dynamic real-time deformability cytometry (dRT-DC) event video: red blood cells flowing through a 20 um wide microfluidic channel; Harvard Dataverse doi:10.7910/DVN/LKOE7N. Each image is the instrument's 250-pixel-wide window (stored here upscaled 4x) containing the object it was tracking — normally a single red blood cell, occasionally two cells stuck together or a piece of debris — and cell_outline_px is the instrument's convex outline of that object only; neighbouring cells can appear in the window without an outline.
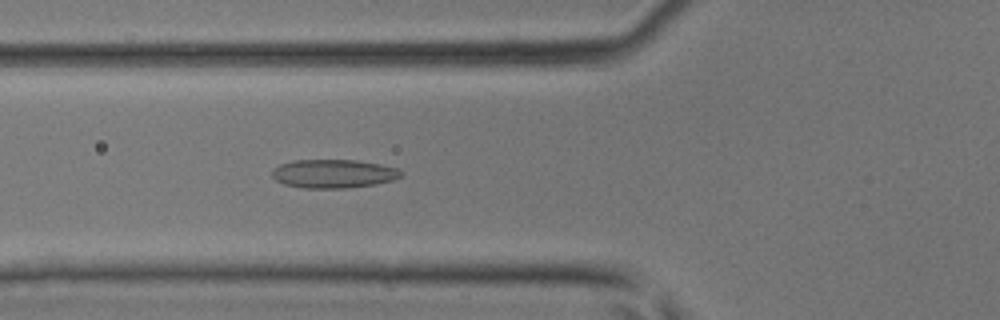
{"species": "common noctule bat (a hibernating species)", "species_latin": "Nyctalus noctula", "temperature_condition": "room temperature", "stored_images_in_passage": 44, "camera_frame_rate_fps": 3000, "um_per_image_px": 0.085, "animal": {"sex": "male", "body_mass_g": 17.9, "forearm_length_mm": 54.2}, "frame": {"image": 1, "passage_image": 16, "time_ms": 5.0, "image_size_px": [1000, 320], "cell_outline_px": [[404, 172], [400, 176], [392, 180], [376, 184], [348, 188], [304, 188], [284, 184], [276, 180], [272, 176], [272, 172], [280, 164], [292, 160], [356, 160], [380, 164], [400, 168]], "centroid_in_image_um": [28.38, 14.76], "position_along_channel_um": 97.4, "area_um2": 21.56}}
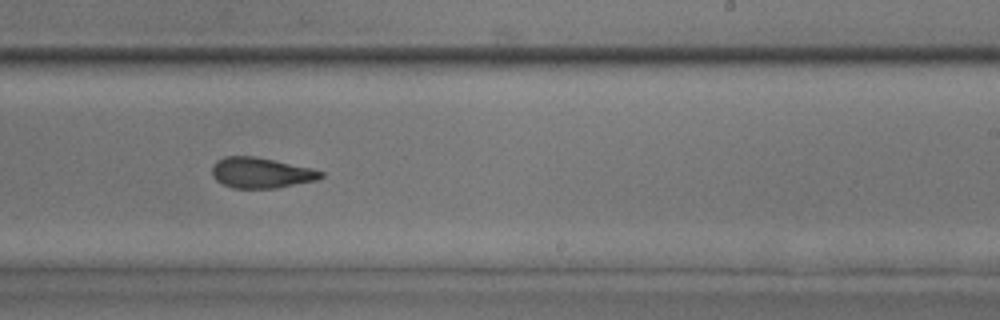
{"frame": {"image": 2, "passage_image": 27, "time_ms": 8.667, "image_size_px": [1000, 320], "cell_outline_px": [[324, 176], [316, 180], [276, 188], [232, 188], [216, 180], [212, 176], [212, 164], [216, 160], [224, 156], [252, 156], [312, 168], [324, 172]], "centroid_in_image_um": [22.16, 14.69], "position_along_channel_um": 266.8, "area_um2": 19.31}}
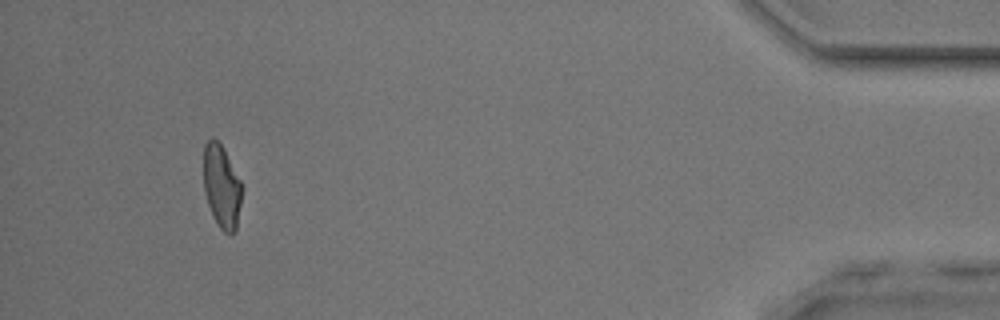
{"frame": {"image": 3, "passage_image": 41, "time_ms": 13.333, "image_size_px": [1000, 320], "cell_outline_px": [[240, 204], [236, 228], [232, 236], [228, 236], [220, 228], [208, 204], [204, 192], [204, 144], [212, 136], [224, 148], [240, 180]], "centroid_in_image_um": [18.82, 15.84], "position_along_channel_um": 416.4, "area_um2": 18.26}}